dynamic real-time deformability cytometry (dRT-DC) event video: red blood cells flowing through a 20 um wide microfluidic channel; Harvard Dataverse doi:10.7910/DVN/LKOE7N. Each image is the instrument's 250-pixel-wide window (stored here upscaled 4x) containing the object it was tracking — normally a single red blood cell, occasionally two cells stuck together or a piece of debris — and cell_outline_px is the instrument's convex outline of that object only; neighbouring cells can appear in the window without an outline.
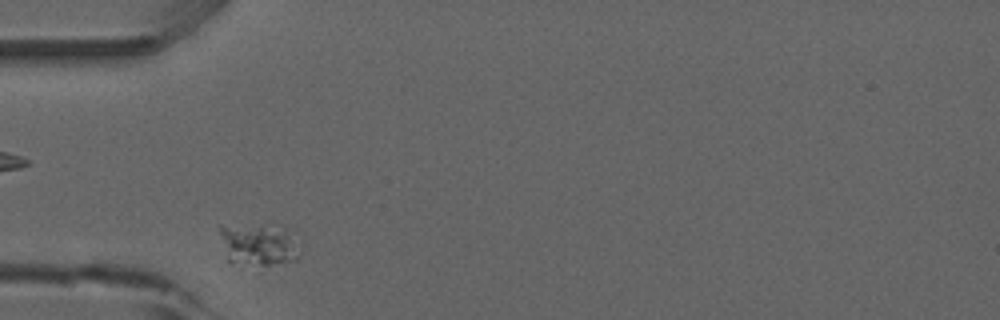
{"species": "common noctule bat (a hibernating species)", "species_latin": "Nyctalus noctula", "temperature_condition": "room temperature", "stored_images_in_passage": 35, "camera_frame_rate_fps": 3000, "um_per_image_px": 0.085, "animal": {"sex": "male", "forearm_length_mm": 52.5}, "frame": {"image": 1, "passage_image": 1, "time_ms": 0.0, "image_size_px": [1000, 320], "cell_outline_px": [[300, 256], [296, 260], [268, 264], [260, 264], [228, 260], [220, 232], [220, 224], [284, 228]], "centroid_in_image_um": [21.9, 20.78], "position_along_channel_um": 63.1, "area_um2": 18.03}}
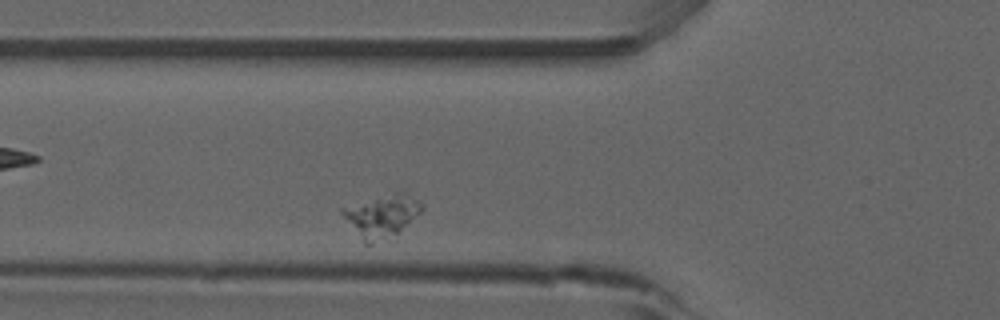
{"frame": {"image": 2, "passage_image": 4, "time_ms": 1.0, "image_size_px": [1000, 320], "cell_outline_px": [[424, 208], [420, 212], [396, 232], [372, 244], [364, 244], [340, 212], [340, 208], [392, 192], [404, 192], [424, 204]], "centroid_in_image_um": [32.41, 18.32], "position_along_channel_um": 93.4, "area_um2": 19.07}}
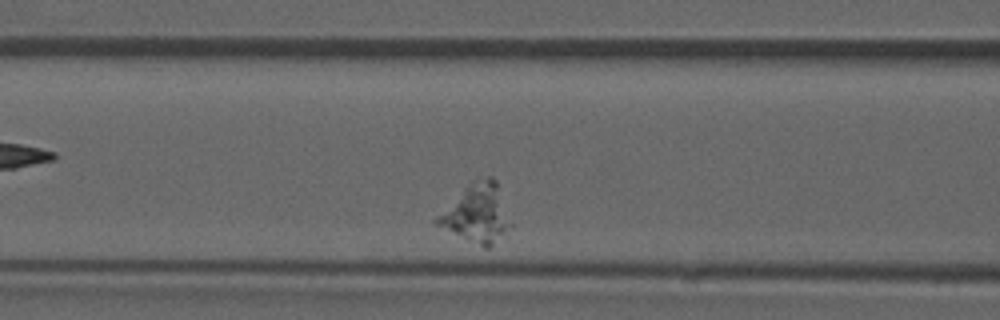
{"frame": {"image": 3, "passage_image": 7, "time_ms": 2.0, "image_size_px": [1000, 320], "cell_outline_px": [[504, 232], [488, 248], [484, 248], [436, 224], [432, 220], [472, 180], [488, 176], [492, 176], [496, 180], [504, 224]], "centroid_in_image_um": [40.37, 18.11], "position_along_channel_um": 126.2, "area_um2": 22.89}}